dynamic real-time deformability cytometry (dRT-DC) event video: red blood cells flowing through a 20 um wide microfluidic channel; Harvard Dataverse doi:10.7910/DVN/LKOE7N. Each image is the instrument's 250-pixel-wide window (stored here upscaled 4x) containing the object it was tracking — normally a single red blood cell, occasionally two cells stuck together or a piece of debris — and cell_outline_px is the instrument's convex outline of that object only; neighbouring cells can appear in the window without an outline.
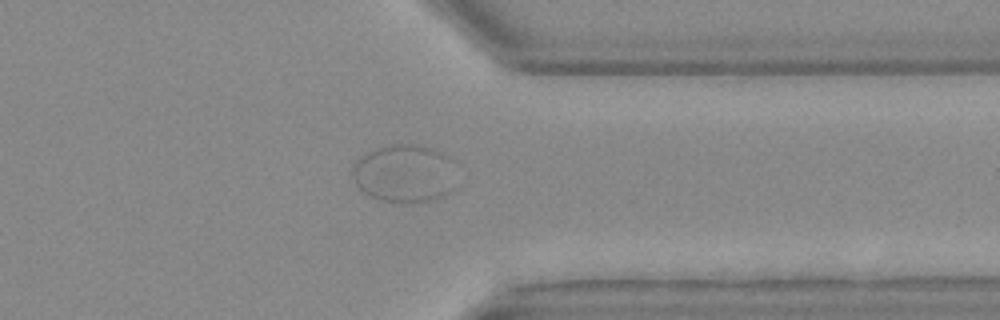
{"species": "Egyptian fruit bat (a non-hibernating species)", "species_latin": "Rousettus aegyptiacus", "temperature_condition": "warm", "stored_images_in_passage": 29, "camera_frame_rate_fps": 3000, "um_per_image_px": 0.085, "animal": {"sex": "female"}, "frame": {"image": 1, "passage_image": 22, "time_ms": 7.0, "image_size_px": [1000, 320], "cell_outline_px": [[452, 160], [448, 192], [444, 196], [432, 200], [404, 204], [400, 204], [380, 200], [364, 192], [356, 184], [352, 176], [352, 168], [356, 160], [360, 156], [380, 148], [392, 144], [412, 144], [432, 148], [440, 152]], "centroid_in_image_um": [34.29, 14.76], "position_along_channel_um": 377.1, "area_um2": 34.51}}